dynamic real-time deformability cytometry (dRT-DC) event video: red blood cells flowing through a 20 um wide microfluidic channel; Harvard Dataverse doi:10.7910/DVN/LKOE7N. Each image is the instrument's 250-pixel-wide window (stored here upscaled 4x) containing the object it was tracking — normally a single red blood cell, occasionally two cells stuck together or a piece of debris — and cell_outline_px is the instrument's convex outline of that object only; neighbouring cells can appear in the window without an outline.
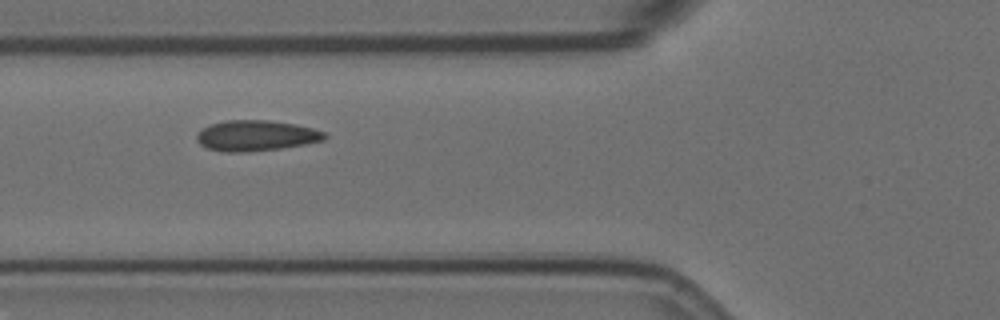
{"species": "Egyptian fruit bat (a non-hibernating species)", "species_latin": "Rousettus aegyptiacus", "temperature_condition": "room temperature", "stored_images_in_passage": 7, "camera_frame_rate_fps": 3000, "um_per_image_px": 0.085, "animal": {"sex": "female"}, "frame": {"image": 1, "passage_image": 6, "time_ms": 5.667, "image_size_px": [1000, 320], "cell_outline_px": [[328, 136], [324, 140], [304, 144], [280, 148], [240, 152], [224, 152], [208, 148], [200, 144], [196, 140], [196, 132], [212, 124], [224, 120], [268, 120], [296, 124], [312, 128], [324, 132]], "centroid_in_image_um": [21.75, 11.52], "position_along_channel_um": 104.1, "area_um2": 22.72}}
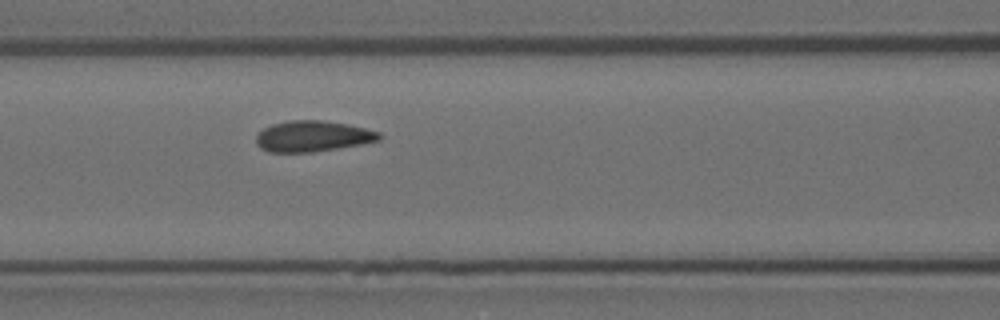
{"frame": {"image": 2, "passage_image": 7, "time_ms": 6.667, "image_size_px": [1000, 320], "cell_outline_px": [[380, 140], [360, 144], [312, 152], [268, 152], [260, 148], [256, 144], [256, 136], [264, 128], [272, 124], [288, 120], [324, 120], [348, 124], [380, 132]], "centroid_in_image_um": [26.55, 11.57], "position_along_channel_um": 140.1, "area_um2": 22.08}}